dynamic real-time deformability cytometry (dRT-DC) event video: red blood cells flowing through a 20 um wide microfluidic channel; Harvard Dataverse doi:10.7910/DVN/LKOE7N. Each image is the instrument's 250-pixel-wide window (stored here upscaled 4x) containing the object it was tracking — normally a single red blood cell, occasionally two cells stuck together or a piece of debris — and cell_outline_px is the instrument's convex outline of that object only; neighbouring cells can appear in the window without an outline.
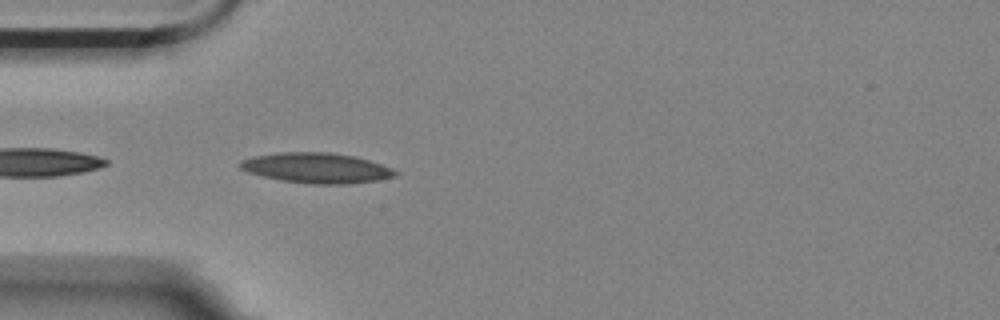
{"species": "Egyptian fruit bat (a non-hibernating species)", "species_latin": "Rousettus aegyptiacus", "temperature_condition": "room temperature", "stored_images_in_passage": 4, "camera_frame_rate_fps": 3000, "um_per_image_px": 0.085, "animal": {"sex": "female"}, "frame": {"image": 1, "passage_image": 4, "time_ms": 1.0, "image_size_px": [1000, 320], "cell_outline_px": [[400, 172], [396, 176], [376, 180], [348, 184], [312, 184], [280, 180], [248, 172], [240, 168], [236, 164], [240, 160], [252, 156], [280, 152], [328, 152], [356, 156], [392, 168]], "centroid_in_image_um": [26.88, 14.27], "position_along_channel_um": 58.1, "area_um2": 27.46}}